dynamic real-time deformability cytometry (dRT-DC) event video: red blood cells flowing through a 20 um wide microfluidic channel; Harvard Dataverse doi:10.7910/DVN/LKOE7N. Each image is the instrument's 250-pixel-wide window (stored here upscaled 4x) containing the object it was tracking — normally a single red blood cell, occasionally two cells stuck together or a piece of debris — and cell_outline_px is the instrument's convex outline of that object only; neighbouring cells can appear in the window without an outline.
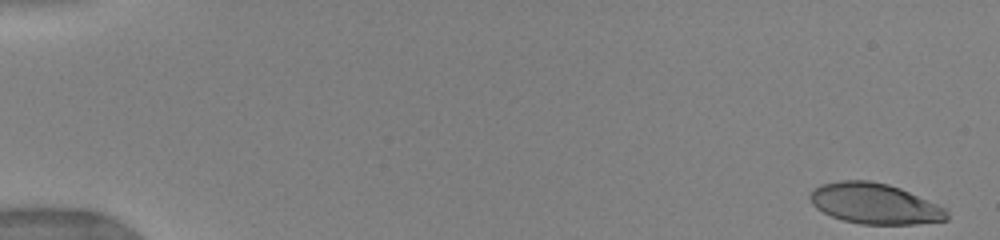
{"species": "human", "species_latin": "Homo sapiens", "temperature_condition": "warm", "stored_images_in_passage": 80, "camera_frame_rate_fps": 3000, "um_per_image_px": 0.085, "donor": {"sex": "female"}, "frame": {"image": 1, "passage_image": 1, "time_ms": 0.0, "image_size_px": [1000, 240], "cell_outline_px": [[948, 220], [916, 224], [860, 224], [844, 220], [832, 216], [816, 208], [812, 204], [808, 196], [812, 188], [820, 184], [840, 180], [868, 180], [888, 184], [900, 188], [948, 208]], "centroid_in_image_um": [74.35, 17.3], "position_along_channel_um": 10.6, "area_um2": 32.66}}
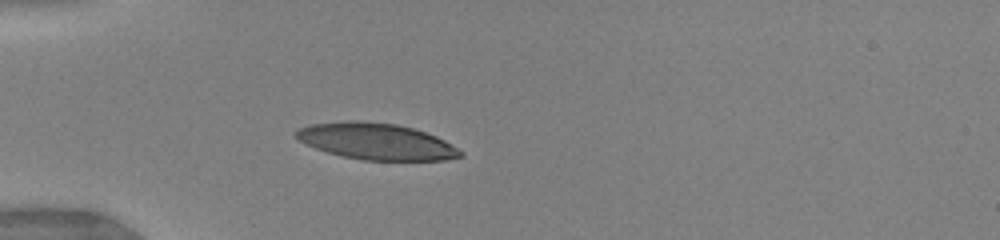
{"frame": {"image": 2, "passage_image": 21, "time_ms": 4.667, "image_size_px": [1000, 240], "cell_outline_px": [[464, 156], [444, 160], [364, 160], [340, 156], [304, 144], [292, 136], [300, 128], [312, 124], [348, 120], [356, 120], [396, 124], [412, 128], [436, 136], [444, 140], [464, 152]], "centroid_in_image_um": [31.96, 12.02], "position_along_channel_um": 53.0, "area_um2": 34.85}}
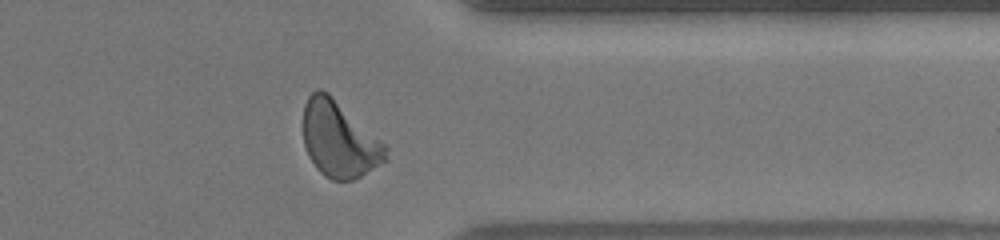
{"frame": {"image": 3, "passage_image": 69, "time_ms": 13.333, "image_size_px": [1000, 240], "cell_outline_px": [[388, 160], [360, 176], [352, 180], [332, 180], [324, 176], [316, 168], [308, 156], [304, 144], [304, 104], [308, 96], [316, 88], [320, 88], [328, 92], [384, 144], [388, 148]], "centroid_in_image_um": [28.82, 11.86], "position_along_channel_um": 382.6, "area_um2": 36.3}, "authors_computed_cell_mechanics": {"area_um2": 35.547, "velocity_mm_per_s": 4.0181, "shape_relaxation_time_tau1_ms": 2.8587, "shape_relaxation_time_tau2_ms": null, "deformation_change_tau1": 0.1696, "deformation_change_tau2": null}}